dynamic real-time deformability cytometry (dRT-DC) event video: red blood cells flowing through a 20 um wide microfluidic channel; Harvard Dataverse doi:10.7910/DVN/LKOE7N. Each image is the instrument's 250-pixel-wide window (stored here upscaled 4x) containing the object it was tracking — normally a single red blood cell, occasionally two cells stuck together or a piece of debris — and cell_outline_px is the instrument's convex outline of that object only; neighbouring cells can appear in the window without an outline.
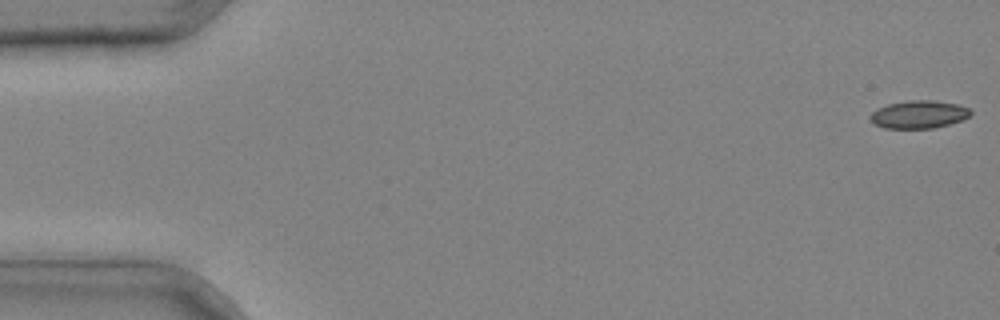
{"species": "common noctule bat (a hibernating species)", "species_latin": "Nyctalus noctula", "temperature_condition": "cold", "stored_images_in_passage": 40, "camera_frame_rate_fps": 3000, "um_per_image_px": 0.085, "animal": {"sex": "male", "body_mass_g": 20.4}, "frame": {"image": 1, "passage_image": 1, "time_ms": 0.0, "image_size_px": [1000, 320], "cell_outline_px": [[972, 112], [968, 116], [960, 120], [948, 124], [932, 128], [884, 128], [876, 124], [868, 116], [872, 112], [888, 104], [908, 100], [932, 100], [956, 104], [968, 108]], "centroid_in_image_um": [78.08, 9.72], "position_along_channel_um": 6.9, "area_um2": 15.95}}
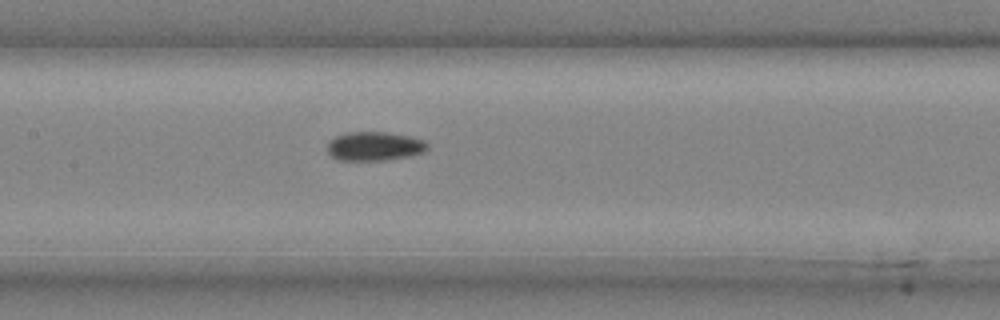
{"frame": {"image": 2, "passage_image": 21, "time_ms": 6.667, "image_size_px": [1000, 320], "cell_outline_px": [[428, 148], [424, 152], [412, 156], [388, 160], [336, 160], [328, 152], [328, 144], [336, 136], [348, 132], [384, 132], [408, 136], [420, 140], [428, 144]], "centroid_in_image_um": [31.83, 12.44], "position_along_channel_um": 175.6, "area_um2": 16.76}}
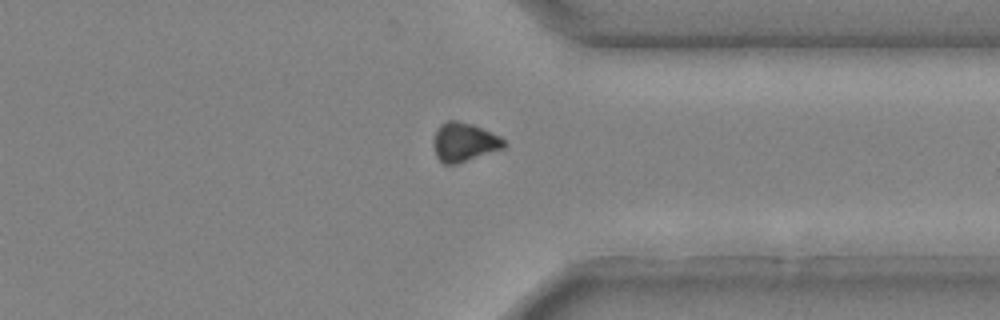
{"frame": {"image": 3, "passage_image": 34, "time_ms": 11.0, "image_size_px": [1000, 320], "cell_outline_px": [[508, 144], [504, 148], [456, 164], [444, 164], [436, 156], [432, 144], [432, 140], [436, 128], [440, 124], [448, 120], [456, 120], [472, 124], [500, 136]], "centroid_in_image_um": [39.42, 12.07], "position_along_channel_um": 372.0, "area_um2": 16.13}}